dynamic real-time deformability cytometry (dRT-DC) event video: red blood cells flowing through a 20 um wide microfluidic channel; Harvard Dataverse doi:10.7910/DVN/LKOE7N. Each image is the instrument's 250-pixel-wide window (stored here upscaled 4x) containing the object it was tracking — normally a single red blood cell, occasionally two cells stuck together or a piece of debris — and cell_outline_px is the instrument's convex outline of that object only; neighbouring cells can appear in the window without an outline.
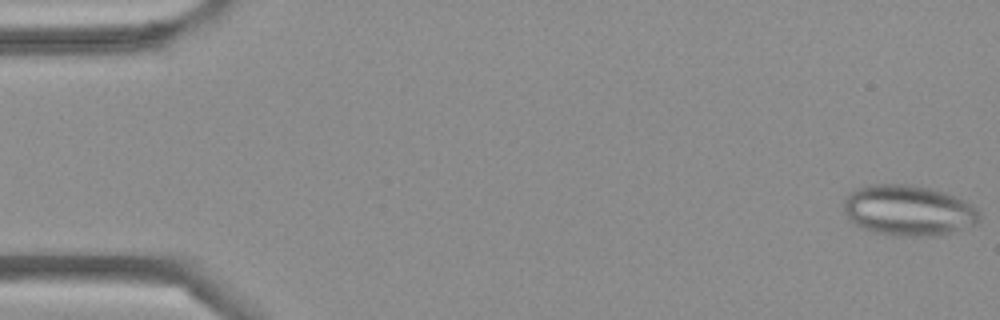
{"species": "Egyptian fruit bat (a non-hibernating species)", "species_latin": "Rousettus aegyptiacus", "temperature_condition": "cold", "stored_images_in_passage": 6, "camera_frame_rate_fps": 3000, "um_per_image_px": 0.085, "frame": {"image": 1, "passage_image": 1, "time_ms": 0.0, "image_size_px": [1000, 320], "cell_outline_px": [[980, 220], [976, 224], [944, 236], [892, 236], [872, 232], [856, 224], [844, 212], [844, 200], [856, 188], [864, 184], [908, 184], [928, 188], [944, 192], [964, 200], [972, 204], [980, 212]], "centroid_in_image_um": [77.25, 17.9], "position_along_channel_um": 7.8, "area_um2": 40.4}}